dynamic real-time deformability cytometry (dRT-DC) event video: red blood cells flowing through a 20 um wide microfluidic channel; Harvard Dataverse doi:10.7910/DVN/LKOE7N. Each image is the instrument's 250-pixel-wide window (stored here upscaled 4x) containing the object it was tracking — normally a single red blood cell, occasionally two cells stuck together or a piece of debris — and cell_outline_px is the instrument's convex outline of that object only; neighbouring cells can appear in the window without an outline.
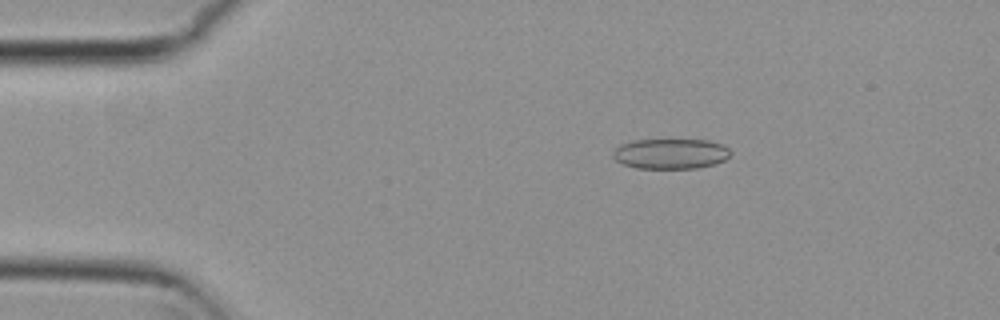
{"species": "common noctule bat (a hibernating species)", "species_latin": "Nyctalus noctula", "temperature_condition": "cold", "stored_images_in_passage": 5, "camera_frame_rate_fps": 3000, "um_per_image_px": 0.085, "animal": {"sex": "female", "body_mass_g": 29.2, "forearm_length_mm": 56.3}, "frame": {"image": 1, "passage_image": 3, "time_ms": 0.667, "image_size_px": [1000, 320], "cell_outline_px": [[732, 152], [724, 160], [712, 164], [696, 168], [636, 168], [624, 164], [616, 160], [612, 156], [612, 152], [620, 144], [636, 140], [708, 140], [720, 144], [728, 148]], "centroid_in_image_um": [56.98, 13.06], "position_along_channel_um": 28.0, "area_um2": 20.52}}
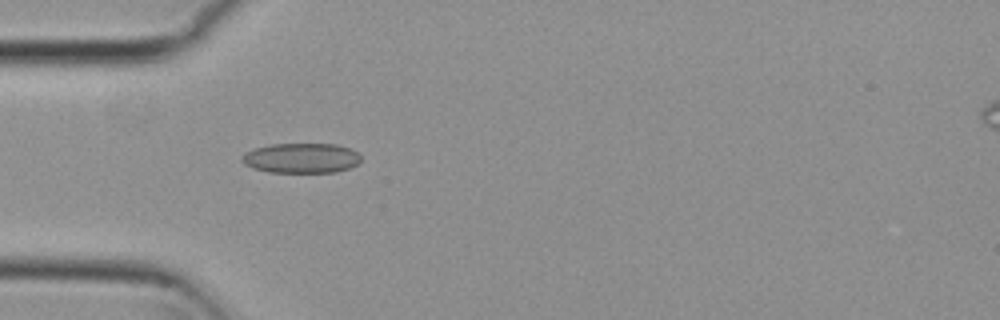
{"frame": {"image": 2, "passage_image": 5, "time_ms": 1.333, "image_size_px": [1000, 320], "cell_outline_px": [[360, 160], [356, 164], [348, 168], [336, 172], [268, 172], [252, 168], [244, 164], [240, 160], [240, 156], [244, 152], [252, 148], [272, 144], [336, 144], [348, 148], [356, 152], [360, 156]], "centroid_in_image_um": [25.53, 13.43], "position_along_channel_um": 59.5, "area_um2": 20.87}}